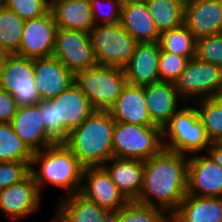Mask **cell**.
I'll use <instances>...</instances> for the list:
<instances>
[{
    "label": "cell",
    "instance_id": "cell-1",
    "mask_svg": "<svg viewBox=\"0 0 222 222\" xmlns=\"http://www.w3.org/2000/svg\"><path fill=\"white\" fill-rule=\"evenodd\" d=\"M188 160L189 155L163 148L145 161L143 185L135 202L171 215L187 195Z\"/></svg>",
    "mask_w": 222,
    "mask_h": 222
},
{
    "label": "cell",
    "instance_id": "cell-2",
    "mask_svg": "<svg viewBox=\"0 0 222 222\" xmlns=\"http://www.w3.org/2000/svg\"><path fill=\"white\" fill-rule=\"evenodd\" d=\"M115 121L109 111L94 110L64 143L86 167L103 166L113 157L112 135Z\"/></svg>",
    "mask_w": 222,
    "mask_h": 222
},
{
    "label": "cell",
    "instance_id": "cell-3",
    "mask_svg": "<svg viewBox=\"0 0 222 222\" xmlns=\"http://www.w3.org/2000/svg\"><path fill=\"white\" fill-rule=\"evenodd\" d=\"M37 165L39 169H36ZM83 169L78 158L64 143L34 152L30 164V174L41 194L45 185L66 189L67 196L79 193Z\"/></svg>",
    "mask_w": 222,
    "mask_h": 222
},
{
    "label": "cell",
    "instance_id": "cell-4",
    "mask_svg": "<svg viewBox=\"0 0 222 222\" xmlns=\"http://www.w3.org/2000/svg\"><path fill=\"white\" fill-rule=\"evenodd\" d=\"M162 134L164 148L185 155L207 151L211 144L194 106L180 107L162 128Z\"/></svg>",
    "mask_w": 222,
    "mask_h": 222
},
{
    "label": "cell",
    "instance_id": "cell-5",
    "mask_svg": "<svg viewBox=\"0 0 222 222\" xmlns=\"http://www.w3.org/2000/svg\"><path fill=\"white\" fill-rule=\"evenodd\" d=\"M74 83L95 110L109 111L127 79L123 68L98 65L75 73Z\"/></svg>",
    "mask_w": 222,
    "mask_h": 222
},
{
    "label": "cell",
    "instance_id": "cell-6",
    "mask_svg": "<svg viewBox=\"0 0 222 222\" xmlns=\"http://www.w3.org/2000/svg\"><path fill=\"white\" fill-rule=\"evenodd\" d=\"M113 157L147 161L163 148L162 128L115 122Z\"/></svg>",
    "mask_w": 222,
    "mask_h": 222
},
{
    "label": "cell",
    "instance_id": "cell-7",
    "mask_svg": "<svg viewBox=\"0 0 222 222\" xmlns=\"http://www.w3.org/2000/svg\"><path fill=\"white\" fill-rule=\"evenodd\" d=\"M89 37L99 66L124 68L137 44L120 23L96 25Z\"/></svg>",
    "mask_w": 222,
    "mask_h": 222
},
{
    "label": "cell",
    "instance_id": "cell-8",
    "mask_svg": "<svg viewBox=\"0 0 222 222\" xmlns=\"http://www.w3.org/2000/svg\"><path fill=\"white\" fill-rule=\"evenodd\" d=\"M222 84V68L196 58L189 59L174 85L184 102L215 97ZM193 99V100H192Z\"/></svg>",
    "mask_w": 222,
    "mask_h": 222
},
{
    "label": "cell",
    "instance_id": "cell-9",
    "mask_svg": "<svg viewBox=\"0 0 222 222\" xmlns=\"http://www.w3.org/2000/svg\"><path fill=\"white\" fill-rule=\"evenodd\" d=\"M34 82L33 59L9 55L0 75V88L13 96L17 107L33 106L41 101Z\"/></svg>",
    "mask_w": 222,
    "mask_h": 222
},
{
    "label": "cell",
    "instance_id": "cell-10",
    "mask_svg": "<svg viewBox=\"0 0 222 222\" xmlns=\"http://www.w3.org/2000/svg\"><path fill=\"white\" fill-rule=\"evenodd\" d=\"M53 56L73 74L98 66L89 33L57 28Z\"/></svg>",
    "mask_w": 222,
    "mask_h": 222
},
{
    "label": "cell",
    "instance_id": "cell-11",
    "mask_svg": "<svg viewBox=\"0 0 222 222\" xmlns=\"http://www.w3.org/2000/svg\"><path fill=\"white\" fill-rule=\"evenodd\" d=\"M50 101L55 104L57 143H65L69 133L95 110L74 82Z\"/></svg>",
    "mask_w": 222,
    "mask_h": 222
},
{
    "label": "cell",
    "instance_id": "cell-12",
    "mask_svg": "<svg viewBox=\"0 0 222 222\" xmlns=\"http://www.w3.org/2000/svg\"><path fill=\"white\" fill-rule=\"evenodd\" d=\"M81 181L79 194L112 214L129 202L103 166L84 168Z\"/></svg>",
    "mask_w": 222,
    "mask_h": 222
},
{
    "label": "cell",
    "instance_id": "cell-13",
    "mask_svg": "<svg viewBox=\"0 0 222 222\" xmlns=\"http://www.w3.org/2000/svg\"><path fill=\"white\" fill-rule=\"evenodd\" d=\"M56 30L51 10L40 18L25 21L21 44L16 55L32 59L53 56Z\"/></svg>",
    "mask_w": 222,
    "mask_h": 222
},
{
    "label": "cell",
    "instance_id": "cell-14",
    "mask_svg": "<svg viewBox=\"0 0 222 222\" xmlns=\"http://www.w3.org/2000/svg\"><path fill=\"white\" fill-rule=\"evenodd\" d=\"M189 156L187 194L222 198V168L206 153Z\"/></svg>",
    "mask_w": 222,
    "mask_h": 222
},
{
    "label": "cell",
    "instance_id": "cell-15",
    "mask_svg": "<svg viewBox=\"0 0 222 222\" xmlns=\"http://www.w3.org/2000/svg\"><path fill=\"white\" fill-rule=\"evenodd\" d=\"M42 194L29 174L18 184L0 191V210L12 219L27 218L38 211Z\"/></svg>",
    "mask_w": 222,
    "mask_h": 222
},
{
    "label": "cell",
    "instance_id": "cell-16",
    "mask_svg": "<svg viewBox=\"0 0 222 222\" xmlns=\"http://www.w3.org/2000/svg\"><path fill=\"white\" fill-rule=\"evenodd\" d=\"M35 86L41 100L56 98L74 82V74L54 56L33 59Z\"/></svg>",
    "mask_w": 222,
    "mask_h": 222
},
{
    "label": "cell",
    "instance_id": "cell-17",
    "mask_svg": "<svg viewBox=\"0 0 222 222\" xmlns=\"http://www.w3.org/2000/svg\"><path fill=\"white\" fill-rule=\"evenodd\" d=\"M184 25L196 39L222 33V5L216 0H186Z\"/></svg>",
    "mask_w": 222,
    "mask_h": 222
},
{
    "label": "cell",
    "instance_id": "cell-18",
    "mask_svg": "<svg viewBox=\"0 0 222 222\" xmlns=\"http://www.w3.org/2000/svg\"><path fill=\"white\" fill-rule=\"evenodd\" d=\"M159 42L137 43L130 61L124 66L127 83L145 86L159 80Z\"/></svg>",
    "mask_w": 222,
    "mask_h": 222
},
{
    "label": "cell",
    "instance_id": "cell-19",
    "mask_svg": "<svg viewBox=\"0 0 222 222\" xmlns=\"http://www.w3.org/2000/svg\"><path fill=\"white\" fill-rule=\"evenodd\" d=\"M11 125L33 153L55 144L46 134L38 105L17 107Z\"/></svg>",
    "mask_w": 222,
    "mask_h": 222
},
{
    "label": "cell",
    "instance_id": "cell-20",
    "mask_svg": "<svg viewBox=\"0 0 222 222\" xmlns=\"http://www.w3.org/2000/svg\"><path fill=\"white\" fill-rule=\"evenodd\" d=\"M109 113L115 122L156 126L148 114L144 86L127 83Z\"/></svg>",
    "mask_w": 222,
    "mask_h": 222
},
{
    "label": "cell",
    "instance_id": "cell-21",
    "mask_svg": "<svg viewBox=\"0 0 222 222\" xmlns=\"http://www.w3.org/2000/svg\"><path fill=\"white\" fill-rule=\"evenodd\" d=\"M119 23L137 43H152L160 40V33L143 0L124 1Z\"/></svg>",
    "mask_w": 222,
    "mask_h": 222
},
{
    "label": "cell",
    "instance_id": "cell-22",
    "mask_svg": "<svg viewBox=\"0 0 222 222\" xmlns=\"http://www.w3.org/2000/svg\"><path fill=\"white\" fill-rule=\"evenodd\" d=\"M148 114L153 124L163 128L180 108V96L171 82L158 81L144 86ZM179 106V107H178Z\"/></svg>",
    "mask_w": 222,
    "mask_h": 222
},
{
    "label": "cell",
    "instance_id": "cell-23",
    "mask_svg": "<svg viewBox=\"0 0 222 222\" xmlns=\"http://www.w3.org/2000/svg\"><path fill=\"white\" fill-rule=\"evenodd\" d=\"M103 167L128 201H135L142 189L145 161L112 157Z\"/></svg>",
    "mask_w": 222,
    "mask_h": 222
},
{
    "label": "cell",
    "instance_id": "cell-24",
    "mask_svg": "<svg viewBox=\"0 0 222 222\" xmlns=\"http://www.w3.org/2000/svg\"><path fill=\"white\" fill-rule=\"evenodd\" d=\"M171 222H222V198L186 195Z\"/></svg>",
    "mask_w": 222,
    "mask_h": 222
},
{
    "label": "cell",
    "instance_id": "cell-25",
    "mask_svg": "<svg viewBox=\"0 0 222 222\" xmlns=\"http://www.w3.org/2000/svg\"><path fill=\"white\" fill-rule=\"evenodd\" d=\"M112 213L79 193L59 201L54 218L58 222H110Z\"/></svg>",
    "mask_w": 222,
    "mask_h": 222
},
{
    "label": "cell",
    "instance_id": "cell-26",
    "mask_svg": "<svg viewBox=\"0 0 222 222\" xmlns=\"http://www.w3.org/2000/svg\"><path fill=\"white\" fill-rule=\"evenodd\" d=\"M50 10L57 28L90 33L95 27L90 0H67L57 3Z\"/></svg>",
    "mask_w": 222,
    "mask_h": 222
},
{
    "label": "cell",
    "instance_id": "cell-27",
    "mask_svg": "<svg viewBox=\"0 0 222 222\" xmlns=\"http://www.w3.org/2000/svg\"><path fill=\"white\" fill-rule=\"evenodd\" d=\"M159 33L184 24L186 0H143Z\"/></svg>",
    "mask_w": 222,
    "mask_h": 222
},
{
    "label": "cell",
    "instance_id": "cell-28",
    "mask_svg": "<svg viewBox=\"0 0 222 222\" xmlns=\"http://www.w3.org/2000/svg\"><path fill=\"white\" fill-rule=\"evenodd\" d=\"M25 21L15 12L0 4V50L17 54L21 44Z\"/></svg>",
    "mask_w": 222,
    "mask_h": 222
},
{
    "label": "cell",
    "instance_id": "cell-29",
    "mask_svg": "<svg viewBox=\"0 0 222 222\" xmlns=\"http://www.w3.org/2000/svg\"><path fill=\"white\" fill-rule=\"evenodd\" d=\"M110 222H171V215L160 208L129 201L111 215Z\"/></svg>",
    "mask_w": 222,
    "mask_h": 222
},
{
    "label": "cell",
    "instance_id": "cell-30",
    "mask_svg": "<svg viewBox=\"0 0 222 222\" xmlns=\"http://www.w3.org/2000/svg\"><path fill=\"white\" fill-rule=\"evenodd\" d=\"M160 48L188 59L195 58L196 38L183 24L160 34Z\"/></svg>",
    "mask_w": 222,
    "mask_h": 222
},
{
    "label": "cell",
    "instance_id": "cell-31",
    "mask_svg": "<svg viewBox=\"0 0 222 222\" xmlns=\"http://www.w3.org/2000/svg\"><path fill=\"white\" fill-rule=\"evenodd\" d=\"M33 152L14 132L11 123H0V162L32 161Z\"/></svg>",
    "mask_w": 222,
    "mask_h": 222
},
{
    "label": "cell",
    "instance_id": "cell-32",
    "mask_svg": "<svg viewBox=\"0 0 222 222\" xmlns=\"http://www.w3.org/2000/svg\"><path fill=\"white\" fill-rule=\"evenodd\" d=\"M211 142H222V103L215 97L194 102Z\"/></svg>",
    "mask_w": 222,
    "mask_h": 222
},
{
    "label": "cell",
    "instance_id": "cell-33",
    "mask_svg": "<svg viewBox=\"0 0 222 222\" xmlns=\"http://www.w3.org/2000/svg\"><path fill=\"white\" fill-rule=\"evenodd\" d=\"M195 58L222 68V33L196 39Z\"/></svg>",
    "mask_w": 222,
    "mask_h": 222
},
{
    "label": "cell",
    "instance_id": "cell-34",
    "mask_svg": "<svg viewBox=\"0 0 222 222\" xmlns=\"http://www.w3.org/2000/svg\"><path fill=\"white\" fill-rule=\"evenodd\" d=\"M189 59L187 57L165 52L160 48L158 72L159 80L175 83L182 74Z\"/></svg>",
    "mask_w": 222,
    "mask_h": 222
},
{
    "label": "cell",
    "instance_id": "cell-35",
    "mask_svg": "<svg viewBox=\"0 0 222 222\" xmlns=\"http://www.w3.org/2000/svg\"><path fill=\"white\" fill-rule=\"evenodd\" d=\"M90 2L95 26L120 22L122 0H90Z\"/></svg>",
    "mask_w": 222,
    "mask_h": 222
},
{
    "label": "cell",
    "instance_id": "cell-36",
    "mask_svg": "<svg viewBox=\"0 0 222 222\" xmlns=\"http://www.w3.org/2000/svg\"><path fill=\"white\" fill-rule=\"evenodd\" d=\"M1 4L24 21L40 18L50 10L45 0H3Z\"/></svg>",
    "mask_w": 222,
    "mask_h": 222
},
{
    "label": "cell",
    "instance_id": "cell-37",
    "mask_svg": "<svg viewBox=\"0 0 222 222\" xmlns=\"http://www.w3.org/2000/svg\"><path fill=\"white\" fill-rule=\"evenodd\" d=\"M31 161L0 162V191L18 184L30 174Z\"/></svg>",
    "mask_w": 222,
    "mask_h": 222
},
{
    "label": "cell",
    "instance_id": "cell-38",
    "mask_svg": "<svg viewBox=\"0 0 222 222\" xmlns=\"http://www.w3.org/2000/svg\"><path fill=\"white\" fill-rule=\"evenodd\" d=\"M40 112H42V120L47 136L57 144V124L55 114V104L50 100H41L37 103Z\"/></svg>",
    "mask_w": 222,
    "mask_h": 222
},
{
    "label": "cell",
    "instance_id": "cell-39",
    "mask_svg": "<svg viewBox=\"0 0 222 222\" xmlns=\"http://www.w3.org/2000/svg\"><path fill=\"white\" fill-rule=\"evenodd\" d=\"M16 110L17 104L13 96L0 88V123H11Z\"/></svg>",
    "mask_w": 222,
    "mask_h": 222
},
{
    "label": "cell",
    "instance_id": "cell-40",
    "mask_svg": "<svg viewBox=\"0 0 222 222\" xmlns=\"http://www.w3.org/2000/svg\"><path fill=\"white\" fill-rule=\"evenodd\" d=\"M205 153L222 168V142H211Z\"/></svg>",
    "mask_w": 222,
    "mask_h": 222
},
{
    "label": "cell",
    "instance_id": "cell-41",
    "mask_svg": "<svg viewBox=\"0 0 222 222\" xmlns=\"http://www.w3.org/2000/svg\"><path fill=\"white\" fill-rule=\"evenodd\" d=\"M9 53H6V52H3L0 50V75H1V72L3 70V68L5 67V64H6V61L9 57Z\"/></svg>",
    "mask_w": 222,
    "mask_h": 222
},
{
    "label": "cell",
    "instance_id": "cell-42",
    "mask_svg": "<svg viewBox=\"0 0 222 222\" xmlns=\"http://www.w3.org/2000/svg\"><path fill=\"white\" fill-rule=\"evenodd\" d=\"M49 9H51L54 5L59 2L67 1V0H45Z\"/></svg>",
    "mask_w": 222,
    "mask_h": 222
},
{
    "label": "cell",
    "instance_id": "cell-43",
    "mask_svg": "<svg viewBox=\"0 0 222 222\" xmlns=\"http://www.w3.org/2000/svg\"><path fill=\"white\" fill-rule=\"evenodd\" d=\"M221 103H222V84L220 85V88L215 96Z\"/></svg>",
    "mask_w": 222,
    "mask_h": 222
},
{
    "label": "cell",
    "instance_id": "cell-44",
    "mask_svg": "<svg viewBox=\"0 0 222 222\" xmlns=\"http://www.w3.org/2000/svg\"><path fill=\"white\" fill-rule=\"evenodd\" d=\"M216 1L222 5V0H216Z\"/></svg>",
    "mask_w": 222,
    "mask_h": 222
}]
</instances>
